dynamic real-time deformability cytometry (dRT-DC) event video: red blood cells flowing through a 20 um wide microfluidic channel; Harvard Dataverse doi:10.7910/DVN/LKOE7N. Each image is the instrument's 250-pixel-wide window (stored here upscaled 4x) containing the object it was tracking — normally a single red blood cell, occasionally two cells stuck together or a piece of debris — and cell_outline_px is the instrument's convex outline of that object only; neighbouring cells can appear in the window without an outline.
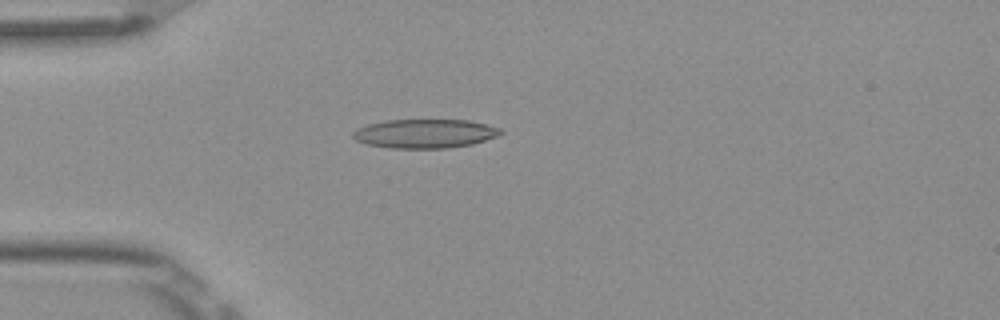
{"species": "Egyptian fruit bat (a non-hibernating species)", "species_latin": "Rousettus aegyptiacus", "temperature_condition": "room temperature", "stored_images_in_passage": 5, "camera_frame_rate_fps": 3000, "um_per_image_px": 0.085, "frame": {"image": 1, "passage_image": 4, "time_ms": 1.0, "image_size_px": [1000, 320], "cell_outline_px": [[504, 132], [496, 136], [472, 144], [444, 148], [388, 148], [368, 144], [356, 140], [352, 136], [352, 132], [356, 128], [368, 124], [388, 120], [468, 120], [500, 128]], "centroid_in_image_um": [36.08, 11.35], "position_along_channel_um": 48.9, "area_um2": 24.74}}